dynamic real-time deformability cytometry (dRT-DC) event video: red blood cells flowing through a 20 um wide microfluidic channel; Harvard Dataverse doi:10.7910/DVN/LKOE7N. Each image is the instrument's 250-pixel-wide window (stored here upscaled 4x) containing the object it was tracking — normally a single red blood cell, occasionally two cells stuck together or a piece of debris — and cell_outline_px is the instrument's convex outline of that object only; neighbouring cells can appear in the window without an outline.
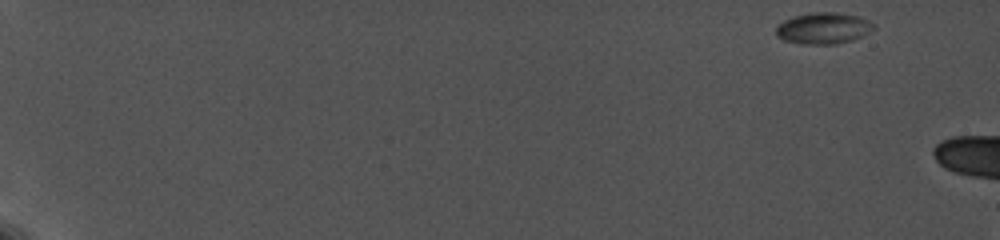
{"species": "common noctule bat (a hibernating species)", "species_latin": "Nyctalus noctula", "temperature_condition": "cold", "stored_images_in_passage": 13, "camera_frame_rate_fps": 5000, "um_per_image_px": 0.085, "animal": {"sex": "female", "body_mass_g": 19.0, "forearm_length_mm": 56.7}, "frame": {"image": 1, "passage_image": 1, "time_ms": 0.0, "image_size_px": [1000, 240], "cell_outline_px": [[876, 28], [852, 40], [836, 44], [800, 44], [784, 40], [776, 36], [776, 24], [792, 16], [812, 12], [836, 12], [860, 16], [876, 24]], "centroid_in_image_um": [69.97, 2.39], "position_along_channel_um": 15.0, "area_um2": 18.09}}